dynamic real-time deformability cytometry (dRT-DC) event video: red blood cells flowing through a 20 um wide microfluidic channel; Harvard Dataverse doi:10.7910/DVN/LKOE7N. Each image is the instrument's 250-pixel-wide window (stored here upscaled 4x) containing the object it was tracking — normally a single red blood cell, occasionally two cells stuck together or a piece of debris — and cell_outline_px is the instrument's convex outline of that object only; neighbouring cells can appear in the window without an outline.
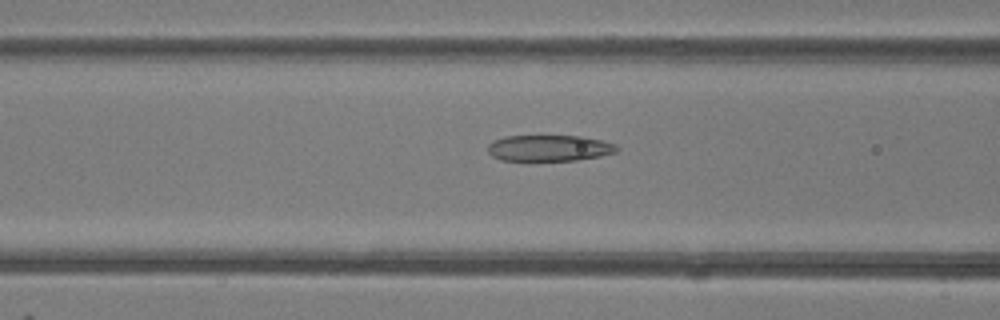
{"species": "common noctule bat (a hibernating species)", "species_latin": "Nyctalus noctula", "temperature_condition": "room temperature", "stored_images_in_passage": 50, "camera_frame_rate_fps": 3000, "um_per_image_px": 0.085, "animal": {"sex": "female"}, "frame": {"image": 1, "passage_image": 20, "time_ms": 6.333, "image_size_px": [1000, 320], "cell_outline_px": [[620, 148], [616, 152], [600, 156], [576, 160], [500, 160], [492, 156], [488, 152], [488, 144], [492, 140], [504, 136], [580, 136], [600, 140], [616, 144]], "centroid_in_image_um": [46.66, 12.58], "position_along_channel_um": 119.9, "area_um2": 19.65}}
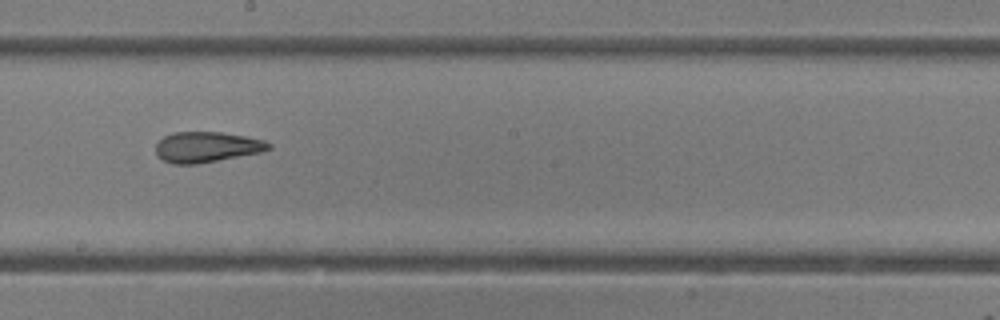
{"frame": {"image": 2, "passage_image": 28, "time_ms": 9.0, "image_size_px": [1000, 320], "cell_outline_px": [[272, 148], [260, 152], [196, 164], [172, 164], [156, 156], [156, 144], [164, 136], [172, 132], [220, 132], [244, 136], [264, 140], [272, 144]], "centroid_in_image_um": [17.55, 12.49], "position_along_channel_um": 230.7, "area_um2": 20.0}}
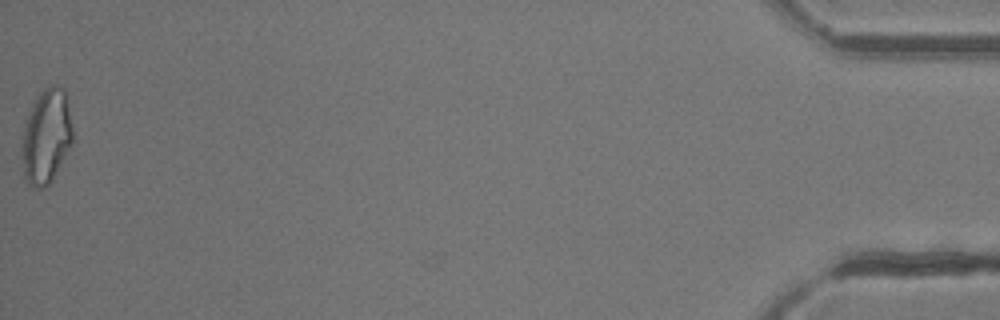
{"frame": {"image": 3, "passage_image": 50, "time_ms": 16.333, "image_size_px": [1000, 320], "cell_outline_px": [[72, 140], [52, 180], [44, 188], [36, 188], [28, 184], [24, 176], [20, 148], [20, 136], [24, 124], [32, 104], [40, 92], [48, 84], [56, 84], [64, 88], [72, 128]], "centroid_in_image_um": [3.88, 11.58], "position_along_channel_um": 431.3, "area_um2": 28.09}, "authors_computed_cell_mechanics": {"area_um2": 23.0044, "velocity_mm_per_s": 4.1517, "shape_relaxation_time_tau1_ms": null, "shape_relaxation_time_tau2_ms": 2.5498, "deformation_change_tau1": null, "deformation_change_tau2": 0.1099}}